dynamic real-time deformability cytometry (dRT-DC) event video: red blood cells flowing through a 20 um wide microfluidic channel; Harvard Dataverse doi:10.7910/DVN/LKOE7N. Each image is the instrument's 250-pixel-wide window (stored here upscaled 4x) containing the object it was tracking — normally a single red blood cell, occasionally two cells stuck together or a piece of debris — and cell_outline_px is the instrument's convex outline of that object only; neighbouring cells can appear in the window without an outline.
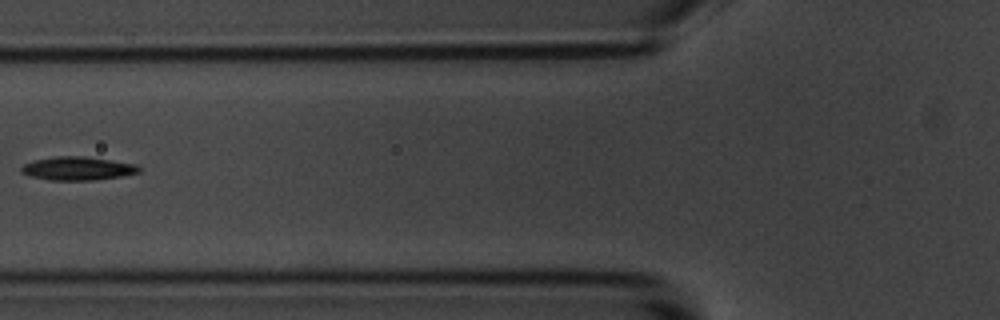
{"species": "common noctule bat (a hibernating species)", "species_latin": "Nyctalus noctula", "temperature_condition": "room temperature", "stored_images_in_passage": 7, "segment_of_instrument_passage": [2, 2], "camera_frame_rate_fps": 3000, "um_per_image_px": 0.085, "animal": {"sex": "male", "body_mass_g": 20.1, "forearm_length_mm": 53.5}, "frame": {"image": 1, "passage_image": 7, "time_ms": 7.0, "image_size_px": [1000, 320], "cell_outline_px": [[140, 172], [120, 176], [96, 180], [48, 180], [28, 176], [20, 172], [20, 168], [24, 164], [32, 160], [56, 156], [84, 156], [136, 164], [140, 168]], "centroid_in_image_um": [6.54, 14.32], "position_along_channel_um": 119.3, "area_um2": 16.18}}